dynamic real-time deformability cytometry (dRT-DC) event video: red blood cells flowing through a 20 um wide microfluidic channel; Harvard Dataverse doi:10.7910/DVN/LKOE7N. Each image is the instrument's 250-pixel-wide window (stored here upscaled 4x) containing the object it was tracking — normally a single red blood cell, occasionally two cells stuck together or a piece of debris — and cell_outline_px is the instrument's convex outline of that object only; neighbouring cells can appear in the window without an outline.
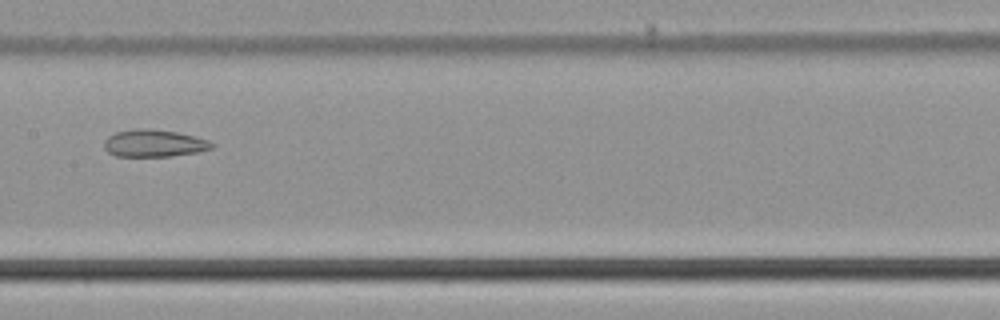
{"species": "common noctule bat (a hibernating species)", "species_latin": "Nyctalus noctula", "temperature_condition": "cold", "stored_images_in_passage": 46, "camera_frame_rate_fps": 3000, "um_per_image_px": 0.085, "animal": {"sex": "male", "body_mass_g": 21.5, "forearm_length_mm": 52.0}, "frame": {"image": 1, "passage_image": 19, "time_ms": 6.0, "image_size_px": [1000, 320], "cell_outline_px": [[216, 144], [212, 148], [200, 152], [168, 156], [116, 156], [108, 152], [104, 148], [104, 140], [108, 136], [116, 132], [136, 128], [148, 128], [176, 132], [196, 136], [208, 140]], "centroid_in_image_um": [13.1, 12.17], "position_along_channel_um": 194.3, "area_um2": 17.22}}
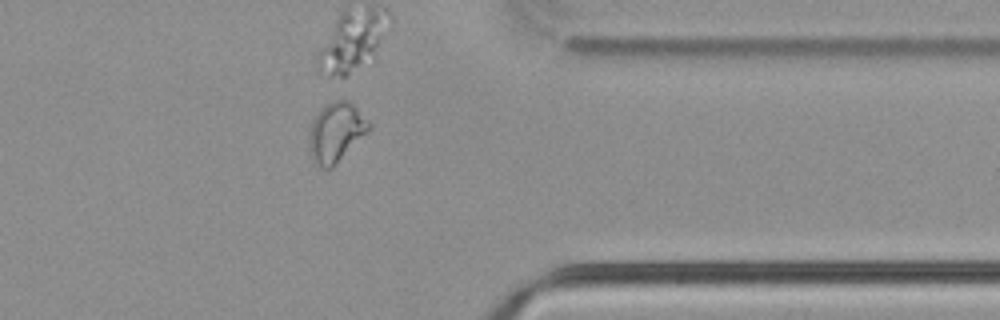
{"frame": {"image": 2, "passage_image": 35, "time_ms": 11.333, "image_size_px": [1000, 320], "cell_outline_px": [[372, 128], [332, 168], [320, 168], [312, 164], [308, 144], [308, 136], [312, 120], [320, 108], [324, 104], [332, 100], [348, 100], [372, 124]], "centroid_in_image_um": [28.52, 11.26], "position_along_channel_um": 382.9, "area_um2": 21.15}}
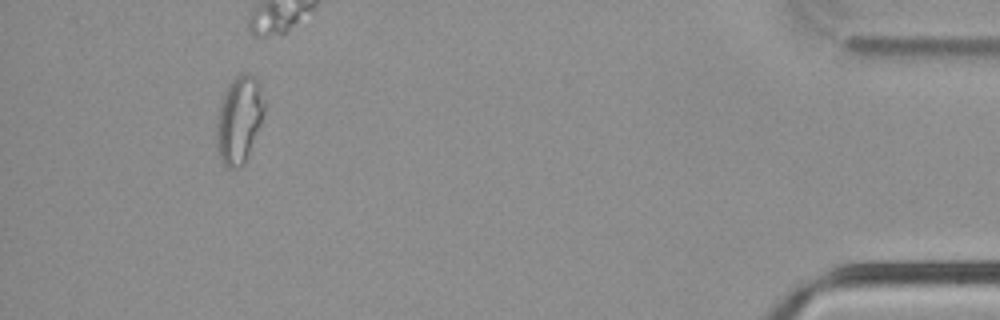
{"frame": {"image": 3, "passage_image": 42, "time_ms": 13.667, "image_size_px": [1000, 320], "cell_outline_px": [[264, 112], [248, 160], [244, 164], [236, 168], [228, 168], [220, 160], [216, 144], [216, 124], [220, 104], [228, 84], [236, 76], [244, 72], [248, 72], [256, 76], [260, 80], [264, 100]], "centroid_in_image_um": [20.34, 10.16], "position_along_channel_um": 414.9, "area_um2": 24.74}, "authors_computed_cell_mechanics": {"area_um2": 22.9177, "velocity_mm_per_s": 3.7405, "shape_relaxation_time_tau1_ms": null, "shape_relaxation_time_tau2_ms": 2.9077, "deformation_change_tau1": null, "deformation_change_tau2": 0.11}}